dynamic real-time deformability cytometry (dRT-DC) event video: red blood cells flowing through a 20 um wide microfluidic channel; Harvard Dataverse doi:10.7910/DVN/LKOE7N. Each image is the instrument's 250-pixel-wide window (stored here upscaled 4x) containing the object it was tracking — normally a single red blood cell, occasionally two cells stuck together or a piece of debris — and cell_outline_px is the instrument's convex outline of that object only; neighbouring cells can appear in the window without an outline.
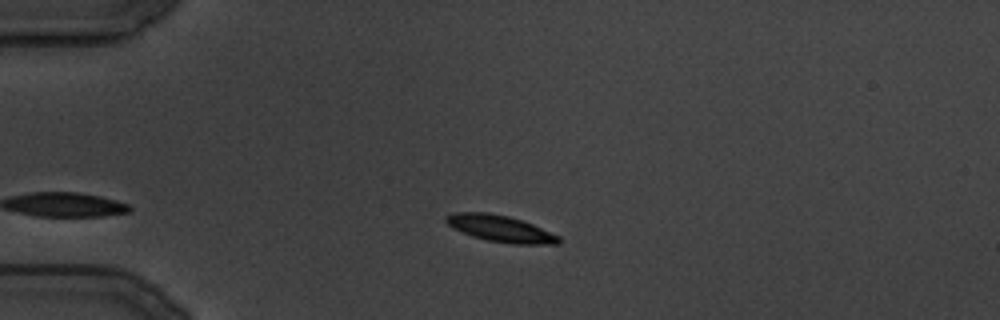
{"species": "common noctule bat (a hibernating species)", "species_latin": "Nyctalus noctula", "temperature_condition": "cold", "stored_images_in_passage": 76, "camera_frame_rate_fps": 3000, "um_per_image_px": 0.085, "animal": {"sex": "male", "body_mass_g": 19.5, "forearm_length_mm": 54.6}, "frame": {"image": 1, "passage_image": 6, "time_ms": 1.667, "image_size_px": [1000, 320], "cell_outline_px": [[560, 244], [512, 244], [488, 240], [472, 236], [448, 224], [444, 220], [444, 216], [452, 212], [488, 212], [508, 216], [532, 224], [560, 236]], "centroid_in_image_um": [42.54, 19.42], "position_along_channel_um": 42.5, "area_um2": 17.28}}
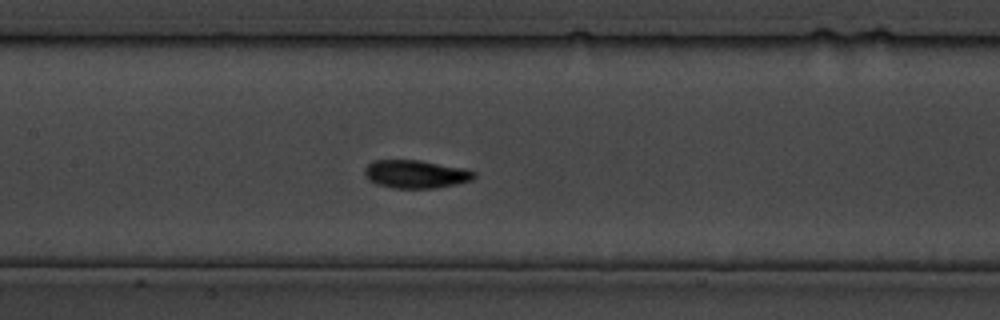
{"frame": {"image": 2, "passage_image": 36, "time_ms": 11.667, "image_size_px": [1000, 320], "cell_outline_px": [[476, 176], [472, 180], [456, 184], [436, 188], [392, 188], [376, 184], [368, 180], [364, 172], [364, 168], [372, 160], [420, 160], [464, 168], [476, 172]], "centroid_in_image_um": [35.33, 14.8], "position_along_channel_um": 172.1, "area_um2": 18.09}}
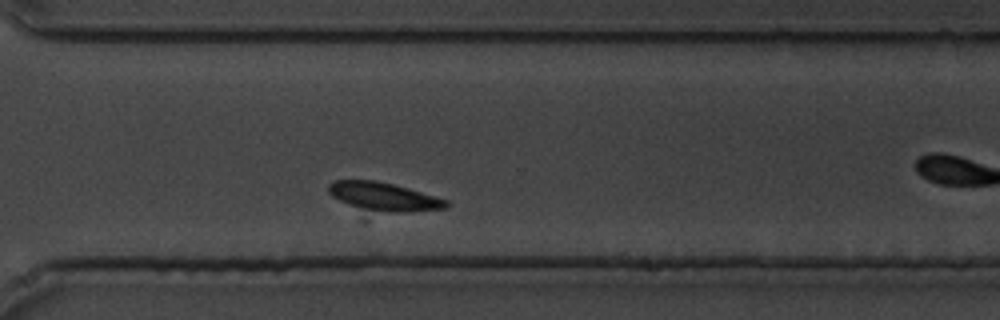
{"frame": {"image": 3, "passage_image": 58, "time_ms": 19.0, "image_size_px": [1000, 320], "cell_outline_px": [[448, 208], [408, 212], [400, 212], [368, 208], [348, 204], [332, 196], [328, 192], [328, 184], [332, 180], [376, 180], [408, 188], [448, 200]], "centroid_in_image_um": [32.64, 16.68], "position_along_channel_um": 338.0, "area_um2": 18.9}}